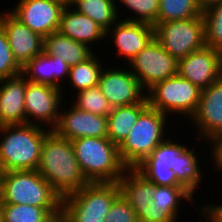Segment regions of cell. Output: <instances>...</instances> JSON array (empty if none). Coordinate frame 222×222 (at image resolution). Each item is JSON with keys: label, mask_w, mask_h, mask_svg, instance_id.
<instances>
[{"label": "cell", "mask_w": 222, "mask_h": 222, "mask_svg": "<svg viewBox=\"0 0 222 222\" xmlns=\"http://www.w3.org/2000/svg\"><path fill=\"white\" fill-rule=\"evenodd\" d=\"M51 185L52 189L64 198L88 185L74 155L71 141L60 137L51 130L43 141L39 165L36 169Z\"/></svg>", "instance_id": "obj_1"}, {"label": "cell", "mask_w": 222, "mask_h": 222, "mask_svg": "<svg viewBox=\"0 0 222 222\" xmlns=\"http://www.w3.org/2000/svg\"><path fill=\"white\" fill-rule=\"evenodd\" d=\"M51 130L35 124L0 126V171L36 170Z\"/></svg>", "instance_id": "obj_2"}, {"label": "cell", "mask_w": 222, "mask_h": 222, "mask_svg": "<svg viewBox=\"0 0 222 222\" xmlns=\"http://www.w3.org/2000/svg\"><path fill=\"white\" fill-rule=\"evenodd\" d=\"M71 144L90 183L118 182L127 169L120 159L118 146L108 137H82Z\"/></svg>", "instance_id": "obj_3"}, {"label": "cell", "mask_w": 222, "mask_h": 222, "mask_svg": "<svg viewBox=\"0 0 222 222\" xmlns=\"http://www.w3.org/2000/svg\"><path fill=\"white\" fill-rule=\"evenodd\" d=\"M170 118L159 110L148 106L140 115L127 138L118 147L122 163L135 168L163 142L169 134ZM171 125V126H169ZM168 127V129H167Z\"/></svg>", "instance_id": "obj_4"}, {"label": "cell", "mask_w": 222, "mask_h": 222, "mask_svg": "<svg viewBox=\"0 0 222 222\" xmlns=\"http://www.w3.org/2000/svg\"><path fill=\"white\" fill-rule=\"evenodd\" d=\"M0 204L61 208L62 199L37 170L7 171L0 176Z\"/></svg>", "instance_id": "obj_5"}, {"label": "cell", "mask_w": 222, "mask_h": 222, "mask_svg": "<svg viewBox=\"0 0 222 222\" xmlns=\"http://www.w3.org/2000/svg\"><path fill=\"white\" fill-rule=\"evenodd\" d=\"M201 92L199 87L177 74L155 83L146 91V97L151 108L166 114L171 121L173 119L175 122L176 119L175 123L178 127L179 124L185 122L183 119L189 121L196 112Z\"/></svg>", "instance_id": "obj_6"}, {"label": "cell", "mask_w": 222, "mask_h": 222, "mask_svg": "<svg viewBox=\"0 0 222 222\" xmlns=\"http://www.w3.org/2000/svg\"><path fill=\"white\" fill-rule=\"evenodd\" d=\"M120 195L118 182L89 183L62 198L68 222H104L112 203Z\"/></svg>", "instance_id": "obj_7"}, {"label": "cell", "mask_w": 222, "mask_h": 222, "mask_svg": "<svg viewBox=\"0 0 222 222\" xmlns=\"http://www.w3.org/2000/svg\"><path fill=\"white\" fill-rule=\"evenodd\" d=\"M155 39L177 59L205 46L203 15L184 20L155 23Z\"/></svg>", "instance_id": "obj_8"}, {"label": "cell", "mask_w": 222, "mask_h": 222, "mask_svg": "<svg viewBox=\"0 0 222 222\" xmlns=\"http://www.w3.org/2000/svg\"><path fill=\"white\" fill-rule=\"evenodd\" d=\"M147 91L155 83L178 73V59L154 39L126 64Z\"/></svg>", "instance_id": "obj_9"}, {"label": "cell", "mask_w": 222, "mask_h": 222, "mask_svg": "<svg viewBox=\"0 0 222 222\" xmlns=\"http://www.w3.org/2000/svg\"><path fill=\"white\" fill-rule=\"evenodd\" d=\"M190 122L196 129L193 140L195 138L196 142L211 150V144L222 136V77L202 89L198 107Z\"/></svg>", "instance_id": "obj_10"}, {"label": "cell", "mask_w": 222, "mask_h": 222, "mask_svg": "<svg viewBox=\"0 0 222 222\" xmlns=\"http://www.w3.org/2000/svg\"><path fill=\"white\" fill-rule=\"evenodd\" d=\"M24 98L26 124H35L50 130L57 126L65 101L62 89L26 80Z\"/></svg>", "instance_id": "obj_11"}, {"label": "cell", "mask_w": 222, "mask_h": 222, "mask_svg": "<svg viewBox=\"0 0 222 222\" xmlns=\"http://www.w3.org/2000/svg\"><path fill=\"white\" fill-rule=\"evenodd\" d=\"M114 65L102 69L98 82L101 92L112 108L142 102L146 98V90L139 80L126 65Z\"/></svg>", "instance_id": "obj_12"}, {"label": "cell", "mask_w": 222, "mask_h": 222, "mask_svg": "<svg viewBox=\"0 0 222 222\" xmlns=\"http://www.w3.org/2000/svg\"><path fill=\"white\" fill-rule=\"evenodd\" d=\"M110 36V37H109ZM109 40L107 41V39ZM155 39L154 26L145 22L127 21L119 19L111 28L106 31V41L110 50L116 47L114 56L125 60L123 65L144 49ZM113 42V45H112ZM119 56V57H118ZM126 58V59H125Z\"/></svg>", "instance_id": "obj_13"}, {"label": "cell", "mask_w": 222, "mask_h": 222, "mask_svg": "<svg viewBox=\"0 0 222 222\" xmlns=\"http://www.w3.org/2000/svg\"><path fill=\"white\" fill-rule=\"evenodd\" d=\"M170 136L161 142L135 169L156 185L182 186L177 181L172 165H174L175 156L179 155L189 143L187 141L183 144L174 139L175 136Z\"/></svg>", "instance_id": "obj_14"}, {"label": "cell", "mask_w": 222, "mask_h": 222, "mask_svg": "<svg viewBox=\"0 0 222 222\" xmlns=\"http://www.w3.org/2000/svg\"><path fill=\"white\" fill-rule=\"evenodd\" d=\"M8 11L43 38L57 32L64 6L53 0H17Z\"/></svg>", "instance_id": "obj_15"}, {"label": "cell", "mask_w": 222, "mask_h": 222, "mask_svg": "<svg viewBox=\"0 0 222 222\" xmlns=\"http://www.w3.org/2000/svg\"><path fill=\"white\" fill-rule=\"evenodd\" d=\"M201 90L222 77V52L204 46L178 59V73Z\"/></svg>", "instance_id": "obj_16"}, {"label": "cell", "mask_w": 222, "mask_h": 222, "mask_svg": "<svg viewBox=\"0 0 222 222\" xmlns=\"http://www.w3.org/2000/svg\"><path fill=\"white\" fill-rule=\"evenodd\" d=\"M66 101L62 104L59 121L53 131L70 141L82 137H107L106 116L86 112L75 107L71 100L70 103L68 99ZM65 102L70 105L68 109L65 107L67 106Z\"/></svg>", "instance_id": "obj_17"}, {"label": "cell", "mask_w": 222, "mask_h": 222, "mask_svg": "<svg viewBox=\"0 0 222 222\" xmlns=\"http://www.w3.org/2000/svg\"><path fill=\"white\" fill-rule=\"evenodd\" d=\"M194 199L184 186L156 185L150 207L144 210V215H136L138 222H180L181 209L185 208L182 204L186 201L192 204Z\"/></svg>", "instance_id": "obj_18"}, {"label": "cell", "mask_w": 222, "mask_h": 222, "mask_svg": "<svg viewBox=\"0 0 222 222\" xmlns=\"http://www.w3.org/2000/svg\"><path fill=\"white\" fill-rule=\"evenodd\" d=\"M1 12L0 26L6 33L15 60L23 67L43 52L44 38L16 19L8 9Z\"/></svg>", "instance_id": "obj_19"}, {"label": "cell", "mask_w": 222, "mask_h": 222, "mask_svg": "<svg viewBox=\"0 0 222 222\" xmlns=\"http://www.w3.org/2000/svg\"><path fill=\"white\" fill-rule=\"evenodd\" d=\"M69 71L70 66L63 58L49 56L43 51L22 67L21 74L32 83L50 85L62 89L66 100L68 93H65V91H68L69 87H66L67 85H64V83L67 81Z\"/></svg>", "instance_id": "obj_20"}, {"label": "cell", "mask_w": 222, "mask_h": 222, "mask_svg": "<svg viewBox=\"0 0 222 222\" xmlns=\"http://www.w3.org/2000/svg\"><path fill=\"white\" fill-rule=\"evenodd\" d=\"M26 78L22 74L0 79V126L26 124Z\"/></svg>", "instance_id": "obj_21"}, {"label": "cell", "mask_w": 222, "mask_h": 222, "mask_svg": "<svg viewBox=\"0 0 222 222\" xmlns=\"http://www.w3.org/2000/svg\"><path fill=\"white\" fill-rule=\"evenodd\" d=\"M58 32L75 41L87 44L91 49H95V52L101 43L106 42V31L103 27L70 6L64 7L62 10ZM96 45L97 48H94Z\"/></svg>", "instance_id": "obj_22"}, {"label": "cell", "mask_w": 222, "mask_h": 222, "mask_svg": "<svg viewBox=\"0 0 222 222\" xmlns=\"http://www.w3.org/2000/svg\"><path fill=\"white\" fill-rule=\"evenodd\" d=\"M118 184L121 196L135 210L136 215H144V210L150 207L156 184L135 168H127Z\"/></svg>", "instance_id": "obj_23"}, {"label": "cell", "mask_w": 222, "mask_h": 222, "mask_svg": "<svg viewBox=\"0 0 222 222\" xmlns=\"http://www.w3.org/2000/svg\"><path fill=\"white\" fill-rule=\"evenodd\" d=\"M190 144L192 145V142H190L189 146H187L179 155L175 156V162L174 165H172V170L175 173L177 181L195 195L194 193L201 187V181L204 179L202 178L204 176L202 174L206 173L203 172L205 167L202 168L201 166V161L204 158L198 159L200 158L198 157L200 154L203 156L204 151L201 153L200 149L198 151L195 149V145H192L191 147Z\"/></svg>", "instance_id": "obj_24"}, {"label": "cell", "mask_w": 222, "mask_h": 222, "mask_svg": "<svg viewBox=\"0 0 222 222\" xmlns=\"http://www.w3.org/2000/svg\"><path fill=\"white\" fill-rule=\"evenodd\" d=\"M43 51L49 56H57L70 66L86 61L95 52L87 44L61 35L58 31L44 37Z\"/></svg>", "instance_id": "obj_25"}, {"label": "cell", "mask_w": 222, "mask_h": 222, "mask_svg": "<svg viewBox=\"0 0 222 222\" xmlns=\"http://www.w3.org/2000/svg\"><path fill=\"white\" fill-rule=\"evenodd\" d=\"M148 106L146 97L140 103L112 108L107 116V137L119 147L127 138L139 115Z\"/></svg>", "instance_id": "obj_26"}, {"label": "cell", "mask_w": 222, "mask_h": 222, "mask_svg": "<svg viewBox=\"0 0 222 222\" xmlns=\"http://www.w3.org/2000/svg\"><path fill=\"white\" fill-rule=\"evenodd\" d=\"M97 53L100 52L97 50L86 61L70 67L66 81V84L67 82L70 83H68V86L72 89L70 92L76 91L75 93H77L80 90L88 89L98 85L100 74L104 68L103 62L106 59L99 58L101 57L100 55H102L104 52L100 53L99 55Z\"/></svg>", "instance_id": "obj_27"}, {"label": "cell", "mask_w": 222, "mask_h": 222, "mask_svg": "<svg viewBox=\"0 0 222 222\" xmlns=\"http://www.w3.org/2000/svg\"><path fill=\"white\" fill-rule=\"evenodd\" d=\"M70 7L90 17L105 31L120 19L117 13L116 0H74Z\"/></svg>", "instance_id": "obj_28"}, {"label": "cell", "mask_w": 222, "mask_h": 222, "mask_svg": "<svg viewBox=\"0 0 222 222\" xmlns=\"http://www.w3.org/2000/svg\"><path fill=\"white\" fill-rule=\"evenodd\" d=\"M116 7L119 18L124 16L122 20L145 22L151 25L158 20L159 0H116Z\"/></svg>", "instance_id": "obj_29"}, {"label": "cell", "mask_w": 222, "mask_h": 222, "mask_svg": "<svg viewBox=\"0 0 222 222\" xmlns=\"http://www.w3.org/2000/svg\"><path fill=\"white\" fill-rule=\"evenodd\" d=\"M61 208L0 204V222H44Z\"/></svg>", "instance_id": "obj_30"}, {"label": "cell", "mask_w": 222, "mask_h": 222, "mask_svg": "<svg viewBox=\"0 0 222 222\" xmlns=\"http://www.w3.org/2000/svg\"><path fill=\"white\" fill-rule=\"evenodd\" d=\"M196 0H159L156 23L191 19L202 15Z\"/></svg>", "instance_id": "obj_31"}, {"label": "cell", "mask_w": 222, "mask_h": 222, "mask_svg": "<svg viewBox=\"0 0 222 222\" xmlns=\"http://www.w3.org/2000/svg\"><path fill=\"white\" fill-rule=\"evenodd\" d=\"M71 98V103L75 107L98 116L107 117L112 110V106L109 104L98 85L80 90L74 96L72 95Z\"/></svg>", "instance_id": "obj_32"}, {"label": "cell", "mask_w": 222, "mask_h": 222, "mask_svg": "<svg viewBox=\"0 0 222 222\" xmlns=\"http://www.w3.org/2000/svg\"><path fill=\"white\" fill-rule=\"evenodd\" d=\"M205 23V45L222 52V2L202 12Z\"/></svg>", "instance_id": "obj_33"}, {"label": "cell", "mask_w": 222, "mask_h": 222, "mask_svg": "<svg viewBox=\"0 0 222 222\" xmlns=\"http://www.w3.org/2000/svg\"><path fill=\"white\" fill-rule=\"evenodd\" d=\"M21 72L22 67L15 60L6 33L0 26V79L14 77Z\"/></svg>", "instance_id": "obj_34"}, {"label": "cell", "mask_w": 222, "mask_h": 222, "mask_svg": "<svg viewBox=\"0 0 222 222\" xmlns=\"http://www.w3.org/2000/svg\"><path fill=\"white\" fill-rule=\"evenodd\" d=\"M104 222H138L135 210L121 196L114 200Z\"/></svg>", "instance_id": "obj_35"}, {"label": "cell", "mask_w": 222, "mask_h": 222, "mask_svg": "<svg viewBox=\"0 0 222 222\" xmlns=\"http://www.w3.org/2000/svg\"><path fill=\"white\" fill-rule=\"evenodd\" d=\"M220 203H217V202L216 203L209 202V204L203 203L202 205H200V207L196 205L195 206L196 213L198 212L199 213L198 216H200V218L198 219L201 222H204V221L205 222H222V202ZM202 217H204L205 220H203Z\"/></svg>", "instance_id": "obj_36"}, {"label": "cell", "mask_w": 222, "mask_h": 222, "mask_svg": "<svg viewBox=\"0 0 222 222\" xmlns=\"http://www.w3.org/2000/svg\"><path fill=\"white\" fill-rule=\"evenodd\" d=\"M211 154V156H210ZM210 154L205 155L206 159L209 158V161L211 162V166L213 165L215 172L218 169L219 171H222V137H218L212 144H211V151ZM211 157V158H210ZM212 160V161H211ZM214 163V164H212ZM215 165V166H214Z\"/></svg>", "instance_id": "obj_37"}, {"label": "cell", "mask_w": 222, "mask_h": 222, "mask_svg": "<svg viewBox=\"0 0 222 222\" xmlns=\"http://www.w3.org/2000/svg\"><path fill=\"white\" fill-rule=\"evenodd\" d=\"M44 222H68L67 217L65 216L64 211L61 209L58 212L52 214L46 221Z\"/></svg>", "instance_id": "obj_38"}, {"label": "cell", "mask_w": 222, "mask_h": 222, "mask_svg": "<svg viewBox=\"0 0 222 222\" xmlns=\"http://www.w3.org/2000/svg\"><path fill=\"white\" fill-rule=\"evenodd\" d=\"M199 8L204 11L208 7L215 5L217 3H221L222 0H196Z\"/></svg>", "instance_id": "obj_39"}, {"label": "cell", "mask_w": 222, "mask_h": 222, "mask_svg": "<svg viewBox=\"0 0 222 222\" xmlns=\"http://www.w3.org/2000/svg\"><path fill=\"white\" fill-rule=\"evenodd\" d=\"M61 3L64 7L71 6L74 0H53Z\"/></svg>", "instance_id": "obj_40"}]
</instances>
